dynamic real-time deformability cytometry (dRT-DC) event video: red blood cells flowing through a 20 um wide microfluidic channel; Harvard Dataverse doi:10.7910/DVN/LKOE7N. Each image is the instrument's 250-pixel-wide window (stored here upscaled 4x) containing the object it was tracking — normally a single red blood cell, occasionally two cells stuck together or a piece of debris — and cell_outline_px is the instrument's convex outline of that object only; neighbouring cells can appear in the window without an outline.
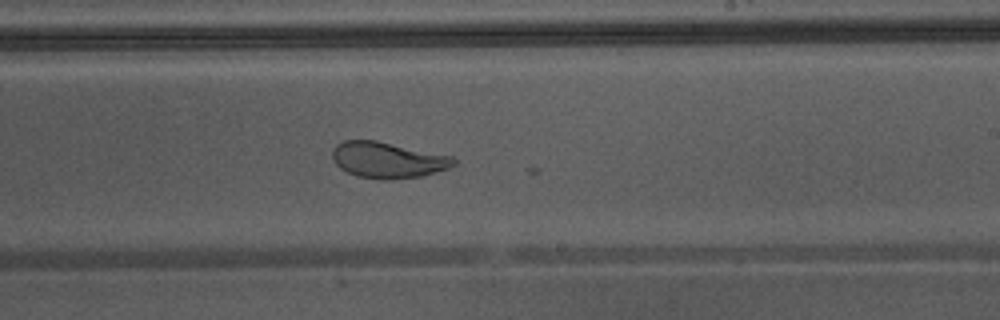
{"species": "Egyptian fruit bat (a non-hibernating species)", "species_latin": "Rousettus aegyptiacus", "temperature_condition": "warm", "stored_images_in_passage": 21, "camera_frame_rate_fps": 3000, "um_per_image_px": 0.085, "animal": {"sex": "male"}, "frame": {"image": 1, "passage_image": 17, "time_ms": 5.333, "image_size_px": [1000, 320], "cell_outline_px": [[456, 164], [448, 168], [424, 176], [388, 180], [380, 180], [356, 176], [340, 168], [332, 160], [332, 152], [336, 144], [344, 140], [376, 140], [452, 156], [456, 160]], "centroid_in_image_um": [32.95, 13.61], "position_along_channel_um": 256.1, "area_um2": 25.66}}